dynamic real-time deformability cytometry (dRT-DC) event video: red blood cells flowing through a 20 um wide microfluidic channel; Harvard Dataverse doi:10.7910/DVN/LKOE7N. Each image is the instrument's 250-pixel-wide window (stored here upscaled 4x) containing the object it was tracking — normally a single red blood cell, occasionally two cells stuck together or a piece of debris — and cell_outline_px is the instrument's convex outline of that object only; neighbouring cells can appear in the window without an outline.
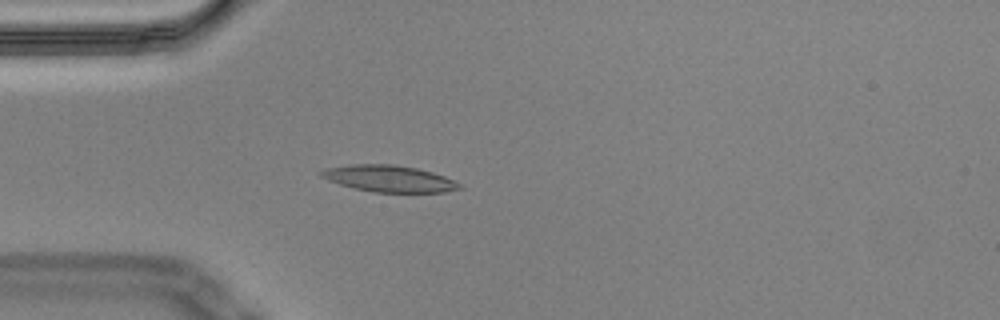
{"species": "Egyptian fruit bat (a non-hibernating species)", "species_latin": "Rousettus aegyptiacus", "temperature_condition": "cold", "stored_images_in_passage": 56, "camera_frame_rate_fps": 3000, "um_per_image_px": 0.085, "animal": {"sex": "male"}, "frame": {"image": 1, "passage_image": 15, "time_ms": 4.667, "image_size_px": [1000, 320], "cell_outline_px": [[464, 188], [444, 192], [372, 192], [352, 188], [328, 180], [320, 176], [320, 172], [328, 168], [352, 164], [392, 164], [416, 168], [432, 172], [444, 176], [460, 184]], "centroid_in_image_um": [33.07, 15.19], "position_along_channel_um": 51.9, "area_um2": 21.27}}
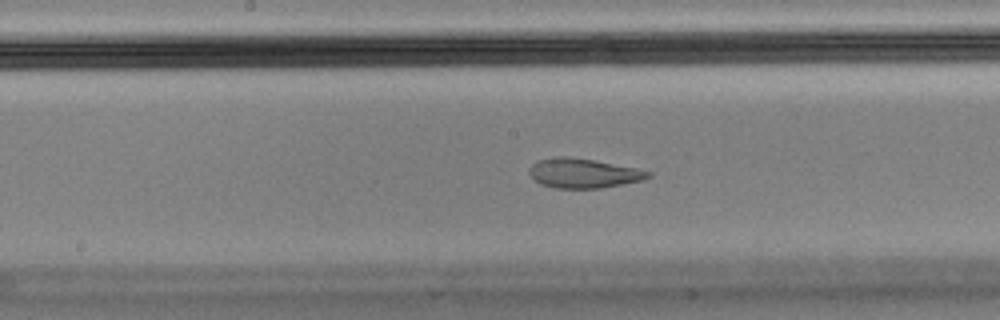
{"frame": {"image": 2, "passage_image": 28, "time_ms": 9.0, "image_size_px": [1000, 320], "cell_outline_px": [[652, 176], [644, 180], [600, 188], [552, 188], [540, 184], [528, 172], [528, 168], [532, 164], [540, 160], [560, 156], [564, 156], [592, 160], [636, 168], [652, 172]], "centroid_in_image_um": [49.59, 14.73], "position_along_channel_um": 198.6, "area_um2": 20.29}}
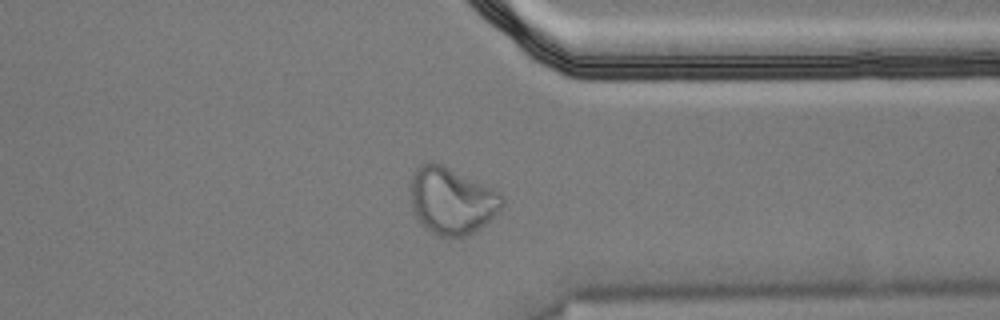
{"frame": {"image": 3, "passage_image": 43, "time_ms": 14.0, "image_size_px": [1000, 320], "cell_outline_px": [[504, 204], [480, 228], [464, 236], [440, 236], [420, 224], [412, 208], [408, 184], [416, 168], [424, 160], [432, 160], [492, 188], [500, 192], [504, 196]], "centroid_in_image_um": [38.34, 17.02], "position_along_channel_um": 373.1, "area_um2": 35.66}, "authors_computed_cell_mechanics": {"area_um2": 21.2415, "velocity_mm_per_s": 3.5538, "shape_relaxation_time_tau1_ms": null, "shape_relaxation_time_tau2_ms": 1.7424, "deformation_change_tau1": null, "deformation_change_tau2": 0.0816}}